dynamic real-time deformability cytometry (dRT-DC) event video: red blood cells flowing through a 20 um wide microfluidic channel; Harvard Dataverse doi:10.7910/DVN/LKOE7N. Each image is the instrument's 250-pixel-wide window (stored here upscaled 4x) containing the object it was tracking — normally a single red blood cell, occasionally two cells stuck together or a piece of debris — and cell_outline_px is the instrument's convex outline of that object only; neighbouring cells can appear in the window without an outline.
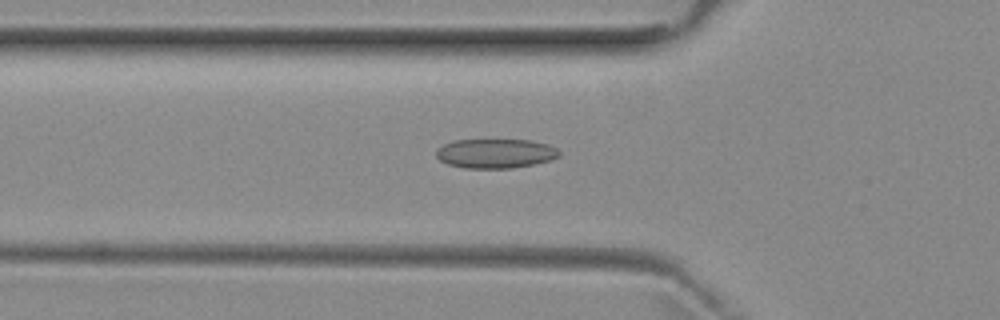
{"species": "common noctule bat (a hibernating species)", "species_latin": "Nyctalus noctula", "temperature_condition": "room temperature", "stored_images_in_passage": 52, "camera_frame_rate_fps": 3000, "um_per_image_px": 0.085, "animal": {"sex": "female", "body_mass_g": 29.2, "forearm_length_mm": 56.3}, "frame": {"image": 1, "passage_image": 18, "time_ms": 5.667, "image_size_px": [1000, 320], "cell_outline_px": [[560, 156], [552, 160], [512, 168], [464, 168], [448, 164], [440, 160], [436, 156], [436, 148], [444, 144], [456, 140], [532, 140], [548, 144], [556, 148], [560, 152]], "centroid_in_image_um": [42.12, 13.04], "position_along_channel_um": 83.7, "area_um2": 21.1}}
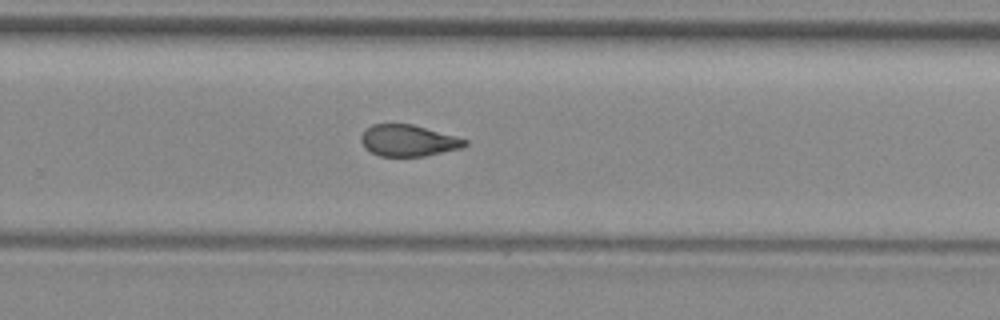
{"frame": {"image": 2, "passage_image": 34, "time_ms": 11.0, "image_size_px": [1000, 320], "cell_outline_px": [[468, 144], [460, 148], [424, 156], [380, 156], [364, 148], [360, 140], [360, 136], [372, 124], [412, 124], [456, 136], [468, 140]], "centroid_in_image_um": [34.69, 11.95], "position_along_channel_um": 295.1, "area_um2": 18.9}}
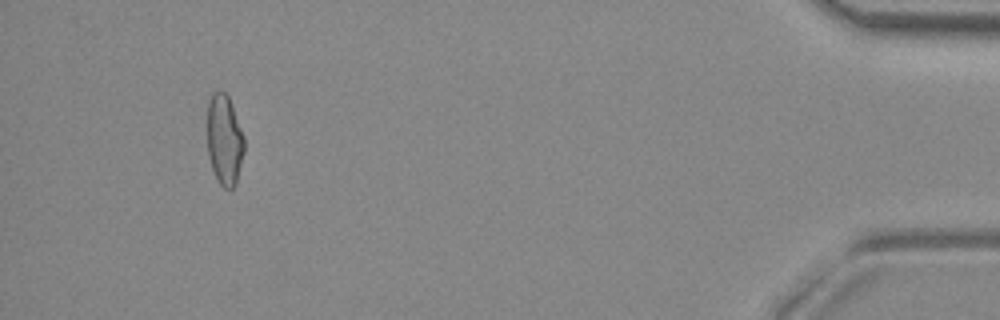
{"frame": {"image": 3, "passage_image": 49, "time_ms": 16.0, "image_size_px": [1000, 320], "cell_outline_px": [[244, 152], [236, 184], [232, 188], [224, 188], [220, 184], [212, 168], [208, 156], [208, 100], [212, 92], [224, 92], [228, 96], [232, 104], [244, 136]], "centroid_in_image_um": [19.08, 11.88], "position_along_channel_um": 416.1, "area_um2": 19.42}, "authors_computed_cell_mechanics": {"area_um2": 20.1144, "velocity_mm_per_s": 3.9586, "shape_relaxation_time_tau1_ms": null, "shape_relaxation_time_tau2_ms": 2.4313, "deformation_change_tau1": null, "deformation_change_tau2": 0.0975}}